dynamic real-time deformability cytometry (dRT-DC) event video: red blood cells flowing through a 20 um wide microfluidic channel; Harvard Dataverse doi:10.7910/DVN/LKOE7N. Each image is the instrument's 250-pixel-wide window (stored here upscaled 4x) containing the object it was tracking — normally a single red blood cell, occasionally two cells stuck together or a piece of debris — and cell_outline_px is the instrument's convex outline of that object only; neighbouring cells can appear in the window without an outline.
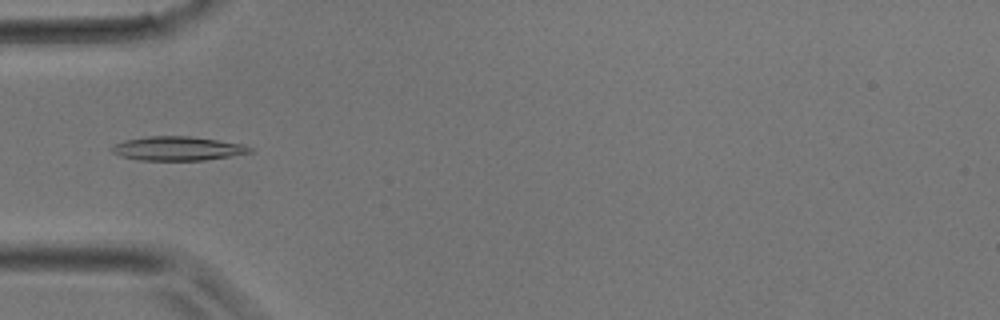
{"species": "common noctule bat (a hibernating species)", "species_latin": "Nyctalus noctula", "temperature_condition": "room temperature", "stored_images_in_passage": 5, "camera_frame_rate_fps": 3000, "um_per_image_px": 0.085, "animal": {"sex": "male", "body_mass_g": 17.9}, "frame": {"image": 1, "passage_image": 3, "time_ms": 0.667, "image_size_px": [1000, 320], "cell_outline_px": [[252, 152], [204, 160], [140, 160], [120, 156], [112, 152], [112, 148], [116, 144], [128, 140], [148, 136], [192, 136], [244, 144], [252, 148]], "centroid_in_image_um": [15.13, 12.62], "position_along_channel_um": 69.9, "area_um2": 19.07}}